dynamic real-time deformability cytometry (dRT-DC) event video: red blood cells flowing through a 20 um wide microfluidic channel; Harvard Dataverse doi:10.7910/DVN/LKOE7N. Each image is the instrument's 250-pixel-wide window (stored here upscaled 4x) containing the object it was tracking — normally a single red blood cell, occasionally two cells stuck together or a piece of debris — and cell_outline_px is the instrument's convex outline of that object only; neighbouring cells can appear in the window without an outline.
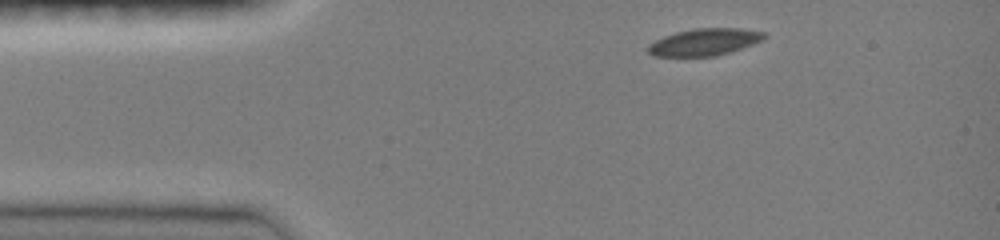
{"species": "common noctule bat (a hibernating species)", "species_latin": "Nyctalus noctula", "temperature_condition": "room temperature", "stored_images_in_passage": 11, "camera_frame_rate_fps": 3000, "um_per_image_px": 0.085, "animal": {"sex": "female", "body_mass_g": 19.0, "forearm_length_mm": 51.5}, "frame": {"image": 1, "passage_image": 1, "time_ms": 0.0, "image_size_px": [1000, 240], "cell_outline_px": [[768, 36], [764, 40], [716, 56], [652, 56], [648, 52], [648, 44], [664, 36], [676, 32], [692, 28], [740, 28], [764, 32]], "centroid_in_image_um": [59.88, 3.56], "position_along_channel_um": 25.1, "area_um2": 18.26}}
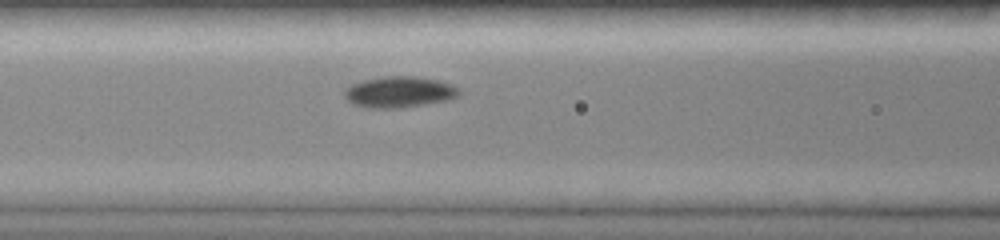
{"frame": {"image": 2, "passage_image": 6, "time_ms": 4.0, "image_size_px": [1000, 240], "cell_outline_px": [[460, 96], [448, 100], [400, 108], [364, 108], [352, 104], [344, 96], [344, 92], [352, 84], [360, 80], [384, 76], [416, 76], [440, 80], [452, 84], [460, 88]], "centroid_in_image_um": [33.96, 7.81], "position_along_channel_um": 132.6, "area_um2": 21.1}}
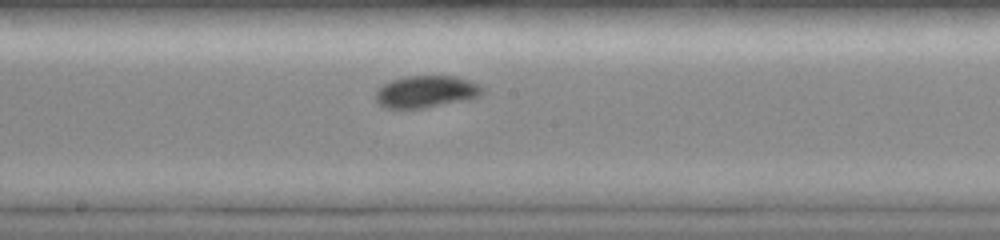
{"frame": {"image": 3, "passage_image": 11, "time_ms": 6.0, "image_size_px": [1000, 240], "cell_outline_px": [[484, 92], [480, 96], [468, 100], [424, 108], [384, 108], [376, 100], [376, 92], [384, 84], [392, 80], [404, 76], [456, 76], [480, 84], [484, 88]], "centroid_in_image_um": [36.27, 7.79], "position_along_channel_um": 211.9, "area_um2": 20.0}}